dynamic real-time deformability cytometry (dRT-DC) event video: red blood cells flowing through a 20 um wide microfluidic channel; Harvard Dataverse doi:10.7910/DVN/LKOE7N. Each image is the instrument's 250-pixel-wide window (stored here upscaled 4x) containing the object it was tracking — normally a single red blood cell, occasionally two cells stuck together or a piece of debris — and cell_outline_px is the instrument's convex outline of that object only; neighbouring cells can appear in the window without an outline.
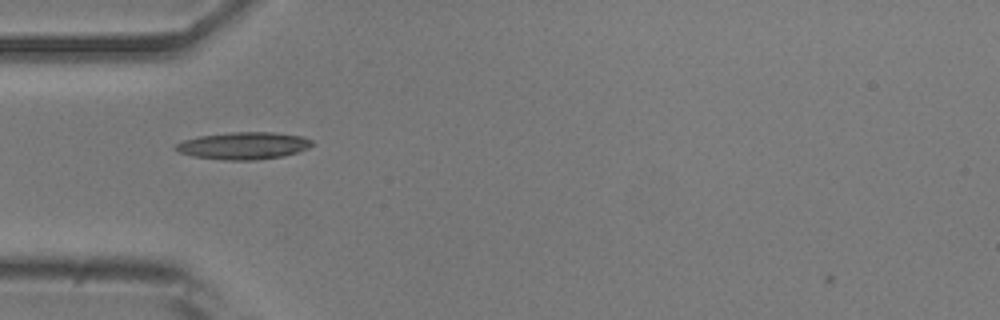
{"species": "common noctule bat (a hibernating species)", "species_latin": "Nyctalus noctula", "temperature_condition": "room temperature", "stored_images_in_passage": 40, "camera_frame_rate_fps": 3000, "um_per_image_px": 0.085, "animal": {"sex": "male", "body_mass_g": 20.5, "forearm_length_mm": 52.5}, "frame": {"image": 1, "passage_image": 3, "time_ms": 0.667, "image_size_px": [1000, 320], "cell_outline_px": [[312, 144], [308, 148], [284, 156], [252, 160], [224, 160], [192, 156], [180, 152], [176, 148], [176, 144], [184, 140], [200, 136], [232, 132], [276, 132], [304, 136], [312, 140]], "centroid_in_image_um": [20.74, 12.38], "position_along_channel_um": 64.3, "area_um2": 21.5}}
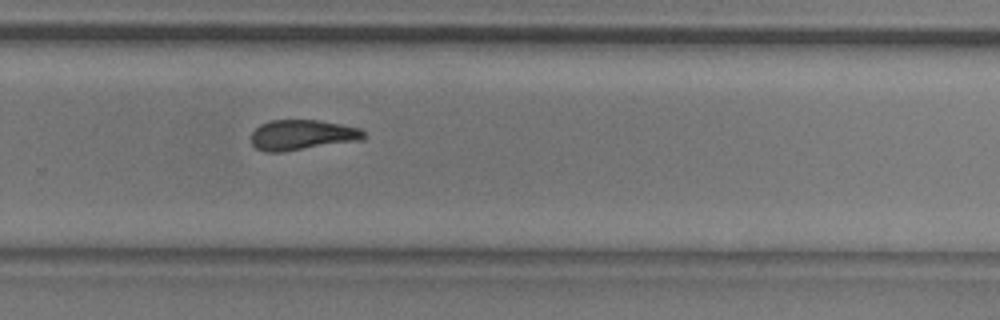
{"frame": {"image": 2, "passage_image": 22, "time_ms": 7.0, "image_size_px": [1000, 320], "cell_outline_px": [[368, 136], [364, 140], [284, 152], [264, 152], [256, 148], [252, 144], [252, 132], [260, 124], [268, 120], [320, 120], [360, 128]], "centroid_in_image_um": [25.71, 11.48], "position_along_channel_um": 304.1, "area_um2": 20.23}}
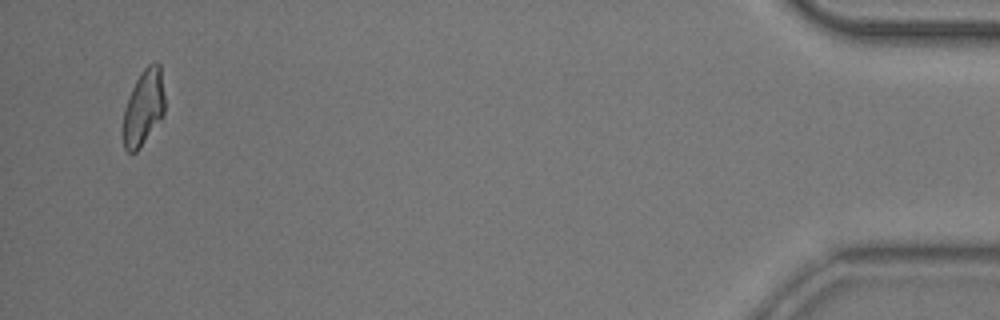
{"frame": {"image": 3, "passage_image": 38, "time_ms": 12.333, "image_size_px": [1000, 320], "cell_outline_px": [[164, 112], [160, 120], [140, 148], [136, 152], [128, 152], [124, 148], [124, 108], [128, 96], [140, 72], [152, 60], [156, 60], [160, 64], [164, 96]], "centroid_in_image_um": [12.21, 9.09], "position_along_channel_um": 423.0, "area_um2": 18.38}, "authors_computed_cell_mechanics": {"area_um2": 19.8832, "velocity_mm_per_s": 3.7893, "shape_relaxation_time_tau1_ms": 8.8751, "shape_relaxation_time_tau2_ms": 5.1522, "deformation_change_tau1": 0.2191, "deformation_change_tau2": 0.1479}}